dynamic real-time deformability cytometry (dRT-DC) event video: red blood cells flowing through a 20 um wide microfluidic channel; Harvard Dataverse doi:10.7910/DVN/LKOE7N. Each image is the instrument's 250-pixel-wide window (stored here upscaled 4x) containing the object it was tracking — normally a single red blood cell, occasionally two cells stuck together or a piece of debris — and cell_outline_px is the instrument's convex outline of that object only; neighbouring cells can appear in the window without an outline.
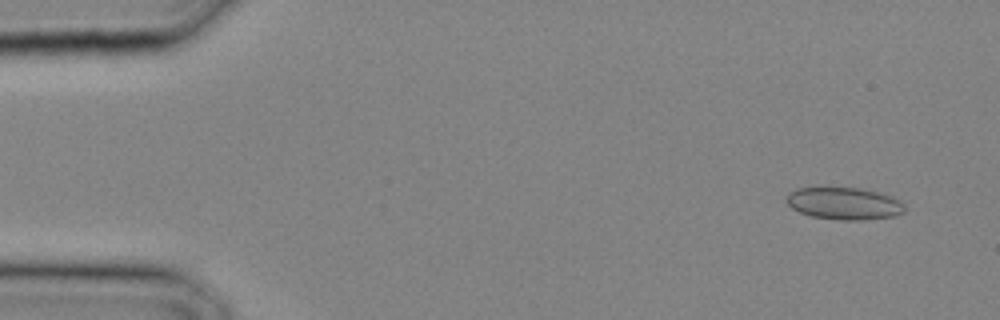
{"species": "common noctule bat (a hibernating species)", "species_latin": "Nyctalus noctula", "temperature_condition": "cold", "stored_images_in_passage": 28, "camera_frame_rate_fps": 3000, "um_per_image_px": 0.085, "animal": {"sex": "male", "body_mass_g": 20.4}, "frame": {"image": 1, "passage_image": 1, "time_ms": 0.0, "image_size_px": [1000, 320], "cell_outline_px": [[904, 212], [896, 216], [864, 220], [840, 220], [812, 216], [800, 212], [792, 208], [784, 200], [788, 192], [796, 188], [860, 188], [892, 196], [904, 204]], "centroid_in_image_um": [71.74, 17.3], "position_along_channel_um": 13.3, "area_um2": 22.2}}
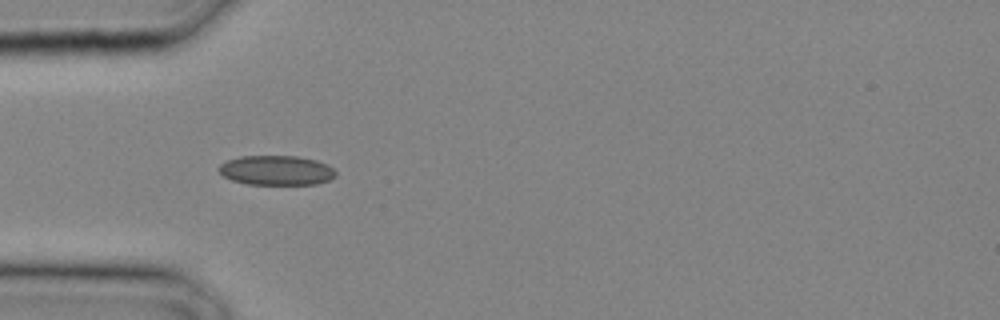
{"frame": {"image": 2, "passage_image": 8, "time_ms": 2.333, "image_size_px": [1000, 320], "cell_outline_px": [[336, 176], [328, 180], [316, 184], [248, 184], [232, 180], [224, 176], [216, 168], [220, 164], [228, 160], [240, 156], [296, 156], [316, 160], [328, 164], [336, 172]], "centroid_in_image_um": [23.49, 14.47], "position_along_channel_um": 61.5, "area_um2": 20.17}}
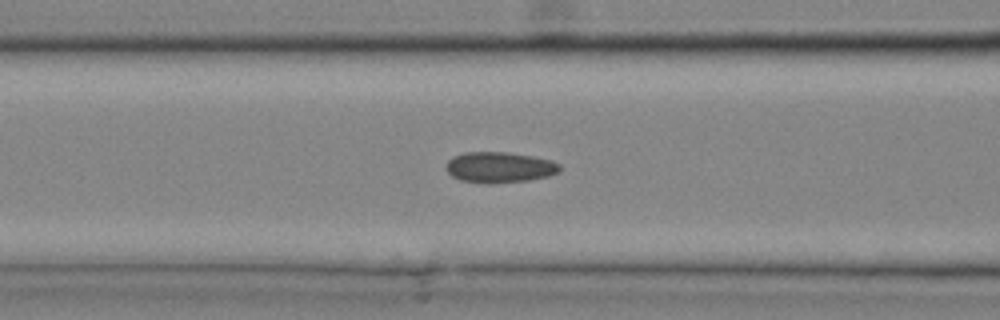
{"frame": {"image": 3, "passage_image": 11, "time_ms": 3.333, "image_size_px": [1000, 320], "cell_outline_px": [[560, 172], [548, 176], [528, 180], [488, 184], [460, 180], [452, 176], [448, 172], [448, 160], [452, 156], [464, 152], [508, 152], [532, 156], [552, 160], [560, 164]], "centroid_in_image_um": [42.48, 14.22], "position_along_channel_um": 124.1, "area_um2": 20.4}}